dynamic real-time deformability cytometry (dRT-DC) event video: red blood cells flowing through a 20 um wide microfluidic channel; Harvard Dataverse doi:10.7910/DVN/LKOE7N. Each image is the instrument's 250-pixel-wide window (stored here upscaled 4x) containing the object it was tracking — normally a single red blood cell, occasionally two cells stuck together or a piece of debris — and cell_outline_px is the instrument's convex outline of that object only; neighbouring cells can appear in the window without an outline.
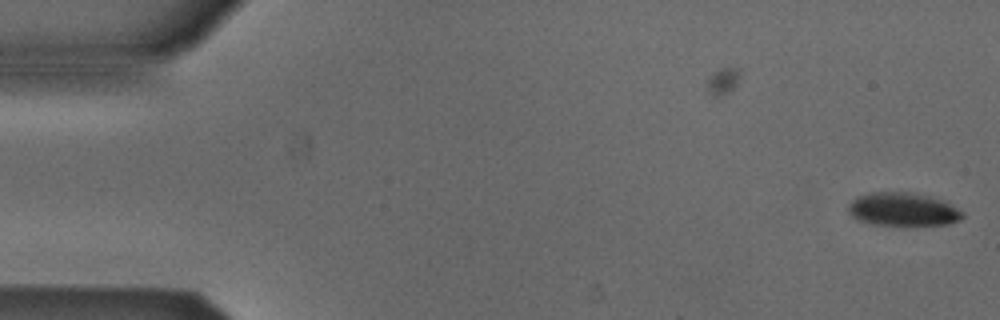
{"species": "Egyptian fruit bat (a non-hibernating species)", "species_latin": "Rousettus aegyptiacus", "temperature_condition": "cold", "stored_images_in_passage": 7, "camera_frame_rate_fps": 3000, "um_per_image_px": 0.085, "animal": {"sex": "male"}, "frame": {"image": 1, "passage_image": 7, "time_ms": 2.0, "image_size_px": [1000, 320], "cell_outline_px": [[964, 216], [960, 220], [948, 224], [908, 228], [900, 228], [868, 224], [856, 220], [848, 212], [848, 204], [856, 196], [872, 192], [908, 192], [928, 196], [940, 200], [964, 212]], "centroid_in_image_um": [76.7, 17.86], "position_along_channel_um": 8.3, "area_um2": 23.18}}